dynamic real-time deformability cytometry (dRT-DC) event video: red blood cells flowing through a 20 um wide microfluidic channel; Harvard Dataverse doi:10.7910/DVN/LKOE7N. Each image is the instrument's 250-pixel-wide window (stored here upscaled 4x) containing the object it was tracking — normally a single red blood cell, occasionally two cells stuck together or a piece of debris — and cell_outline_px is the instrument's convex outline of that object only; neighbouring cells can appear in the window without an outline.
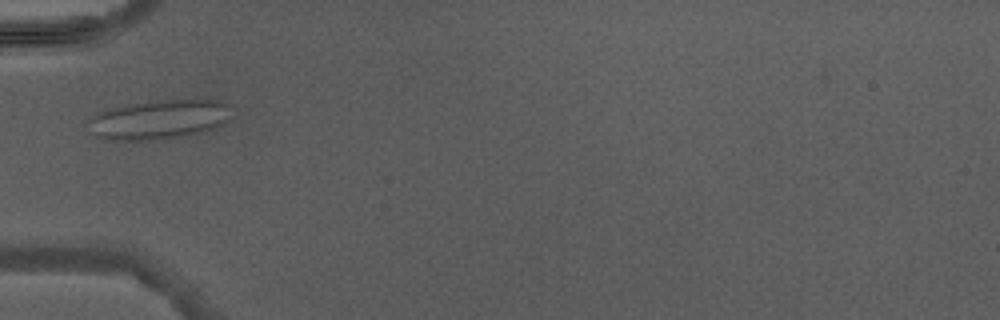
{"species": "Egyptian fruit bat (a non-hibernating species)", "species_latin": "Rousettus aegyptiacus", "temperature_condition": "warm", "stored_images_in_passage": 3, "camera_frame_rate_fps": 3000, "um_per_image_px": 0.085, "animal": {"sex": "male"}, "frame": {"image": 1, "passage_image": 3, "time_ms": 2.333, "image_size_px": [1000, 320], "cell_outline_px": [[232, 116], [224, 124], [216, 128], [200, 132], [180, 136], [140, 140], [120, 140], [96, 136], [92, 132], [88, 120], [92, 116], [100, 112], [112, 108], [132, 104], [160, 100], [220, 100], [232, 104]], "centroid_in_image_um": [13.63, 10.14], "position_along_channel_um": 71.4, "area_um2": 32.48}}